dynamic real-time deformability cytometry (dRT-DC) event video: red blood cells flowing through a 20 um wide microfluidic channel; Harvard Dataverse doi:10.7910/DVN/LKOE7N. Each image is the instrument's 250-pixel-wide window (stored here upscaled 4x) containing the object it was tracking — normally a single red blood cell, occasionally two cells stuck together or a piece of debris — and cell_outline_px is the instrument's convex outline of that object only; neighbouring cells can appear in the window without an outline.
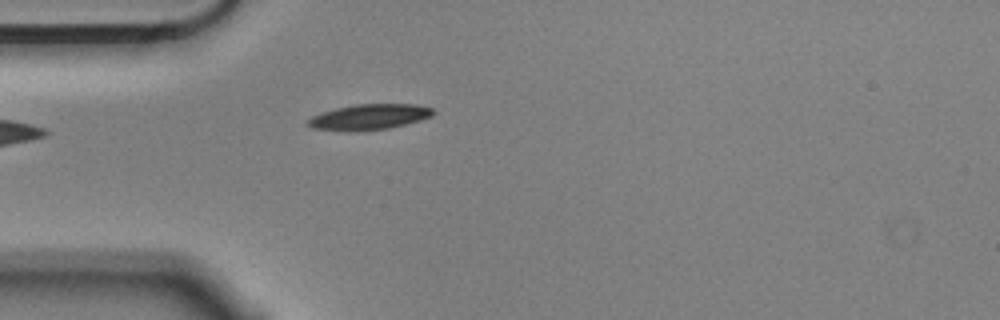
{"species": "Egyptian fruit bat (a non-hibernating species)", "species_latin": "Rousettus aegyptiacus", "temperature_condition": "cold", "stored_images_in_passage": 4, "camera_frame_rate_fps": 3000, "um_per_image_px": 0.085, "animal": {"sex": "male"}, "frame": {"image": 1, "passage_image": 4, "time_ms": 1.0, "image_size_px": [1000, 320], "cell_outline_px": [[432, 116], [420, 120], [388, 128], [348, 132], [312, 128], [304, 124], [312, 116], [320, 112], [336, 108], [356, 104], [416, 104], [432, 108]], "centroid_in_image_um": [31.31, 9.94], "position_along_channel_um": 53.7, "area_um2": 18.67}}